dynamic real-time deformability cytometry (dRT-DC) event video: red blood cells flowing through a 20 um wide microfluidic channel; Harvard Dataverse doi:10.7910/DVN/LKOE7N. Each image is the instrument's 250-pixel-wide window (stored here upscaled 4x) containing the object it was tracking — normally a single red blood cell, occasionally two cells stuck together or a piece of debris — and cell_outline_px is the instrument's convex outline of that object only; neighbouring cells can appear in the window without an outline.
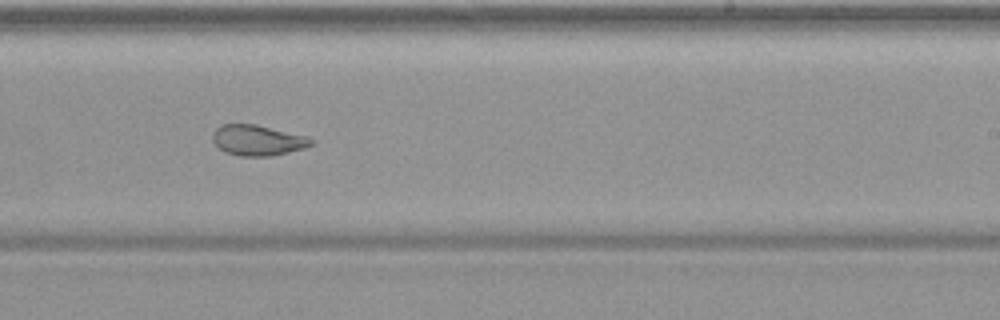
{"species": "common noctule bat (a hibernating species)", "species_latin": "Nyctalus noctula", "temperature_condition": "warm", "stored_images_in_passage": 38, "camera_frame_rate_fps": 3000, "um_per_image_px": 0.085, "animal": {"sex": "female", "body_mass_g": 19.9}, "frame": {"image": 1, "passage_image": 22, "time_ms": 7.0, "image_size_px": [1000, 320], "cell_outline_px": [[316, 140], [312, 144], [304, 148], [272, 156], [240, 156], [224, 152], [212, 140], [212, 132], [220, 124], [256, 124], [308, 136]], "centroid_in_image_um": [21.9, 11.91], "position_along_channel_um": 267.1, "area_um2": 17.74}, "authors_computed_cell_mechanics": {"area_um2": 19.7965, "velocity_mm_per_s": 3.7332, "shape_relaxation_time_tau1_ms": null, "shape_relaxation_time_tau2_ms": 1.8605, "deformation_change_tau1": null, "deformation_change_tau2": 0.0851}}